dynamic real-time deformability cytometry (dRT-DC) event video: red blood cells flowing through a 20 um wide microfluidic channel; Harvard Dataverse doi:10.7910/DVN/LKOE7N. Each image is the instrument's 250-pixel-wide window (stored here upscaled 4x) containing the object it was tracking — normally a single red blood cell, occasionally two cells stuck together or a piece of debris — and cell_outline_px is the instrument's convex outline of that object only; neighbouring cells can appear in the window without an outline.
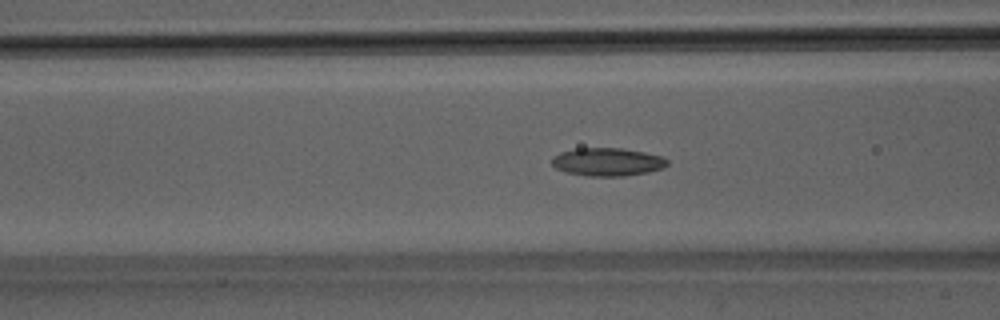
{"species": "Egyptian fruit bat (a non-hibernating species)", "species_latin": "Rousettus aegyptiacus", "temperature_condition": "room temperature", "stored_images_in_passage": 46, "segment_of_instrument_passage": [1, 2], "camera_frame_rate_fps": 3000, "um_per_image_px": 0.085, "animal": {"sex": "male"}, "frame": {"image": 1, "passage_image": 15, "time_ms": 4.667, "image_size_px": [1000, 320], "cell_outline_px": [[668, 164], [664, 168], [648, 172], [624, 176], [588, 176], [564, 172], [556, 168], [552, 164], [552, 156], [560, 152], [576, 148], [620, 148], [644, 152], [664, 156], [668, 160]], "centroid_in_image_um": [51.64, 13.76], "position_along_channel_um": 115.0, "area_um2": 19.07}}
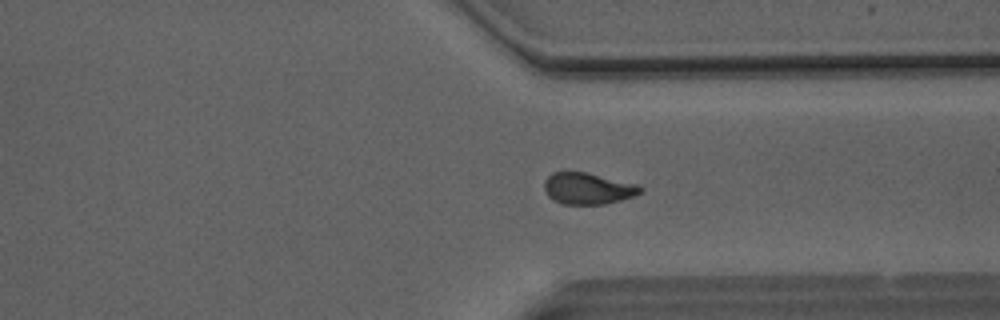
{"frame": {"image": 2, "passage_image": 33, "time_ms": 10.667, "image_size_px": [1000, 320], "cell_outline_px": [[644, 188], [640, 192], [632, 196], [620, 200], [604, 204], [564, 204], [552, 200], [548, 196], [544, 188], [544, 180], [552, 172], [564, 168], [588, 172], [636, 184]], "centroid_in_image_um": [49.89, 15.97], "position_along_channel_um": 361.5, "area_um2": 18.09}}
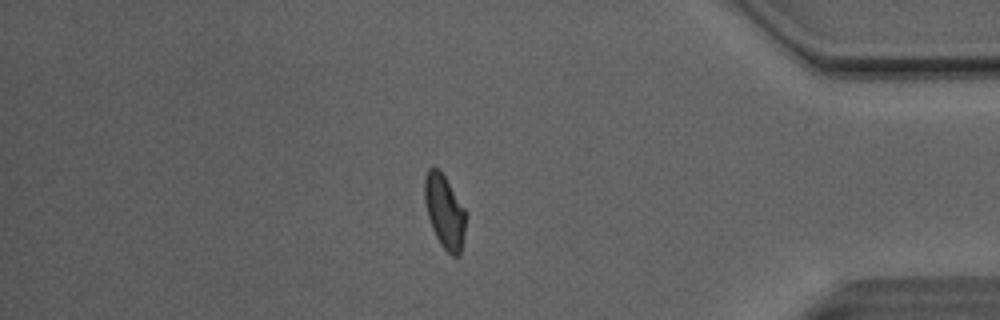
{"frame": {"image": 3, "passage_image": 38, "time_ms": 12.333, "image_size_px": [1000, 320], "cell_outline_px": [[464, 232], [460, 256], [452, 256], [440, 244], [432, 228], [428, 216], [424, 200], [424, 176], [428, 168], [436, 168], [444, 176], [464, 208]], "centroid_in_image_um": [37.75, 17.99], "position_along_channel_um": 397.4, "area_um2": 17.22}}